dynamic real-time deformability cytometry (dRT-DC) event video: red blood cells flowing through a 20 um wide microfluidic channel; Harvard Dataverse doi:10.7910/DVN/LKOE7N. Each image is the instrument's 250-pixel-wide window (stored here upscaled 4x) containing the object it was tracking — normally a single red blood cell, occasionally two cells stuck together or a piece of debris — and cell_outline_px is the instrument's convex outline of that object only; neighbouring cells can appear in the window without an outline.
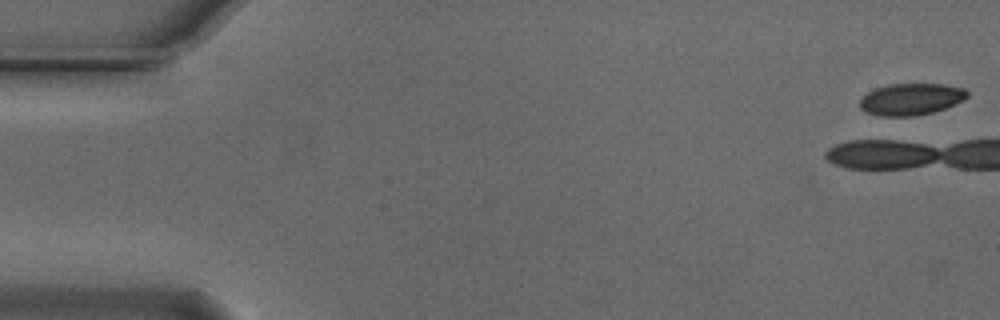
{"species": "Egyptian fruit bat (a non-hibernating species)", "species_latin": "Rousettus aegyptiacus", "temperature_condition": "cold", "stored_images_in_passage": 4, "camera_frame_rate_fps": 3000, "um_per_image_px": 0.085, "animal": {"sex": "male"}, "frame": {"image": 1, "passage_image": 1, "time_ms": 0.0, "image_size_px": [1000, 320], "cell_outline_px": [[968, 96], [944, 108], [932, 112], [912, 116], [884, 116], [868, 112], [860, 108], [860, 100], [868, 92], [876, 88], [888, 84], [944, 84], [964, 88], [968, 92]], "centroid_in_image_um": [77.42, 8.42], "position_along_channel_um": 7.6, "area_um2": 19.48}}